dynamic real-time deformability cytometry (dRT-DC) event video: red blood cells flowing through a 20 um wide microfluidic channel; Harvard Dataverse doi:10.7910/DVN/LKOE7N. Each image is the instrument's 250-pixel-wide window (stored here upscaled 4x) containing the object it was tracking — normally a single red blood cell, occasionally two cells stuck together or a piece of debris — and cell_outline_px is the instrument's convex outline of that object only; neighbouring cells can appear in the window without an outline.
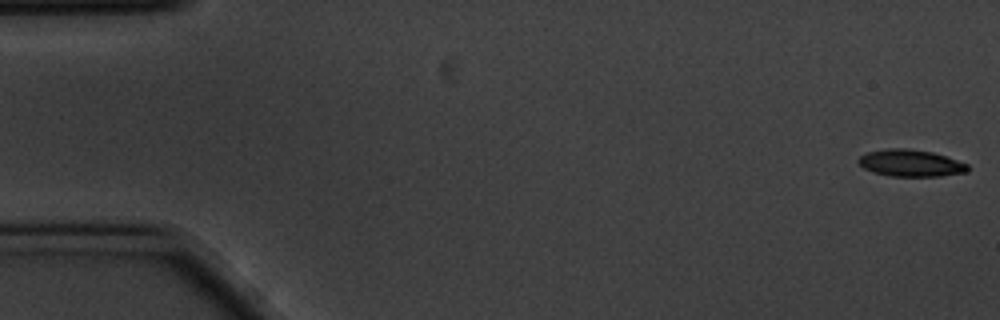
{"species": "common noctule bat (a hibernating species)", "species_latin": "Nyctalus noctula", "temperature_condition": "cold", "stored_images_in_passage": 11, "camera_frame_rate_fps": 3000, "um_per_image_px": 0.085, "animal": {"sex": "male", "body_mass_g": 20.1, "forearm_length_mm": 53.5}, "frame": {"image": 1, "passage_image": 1, "time_ms": 0.0, "image_size_px": [1000, 320], "cell_outline_px": [[968, 172], [940, 176], [892, 176], [872, 172], [864, 168], [856, 160], [860, 156], [868, 152], [888, 148], [904, 148], [932, 152], [968, 164]], "centroid_in_image_um": [77.39, 13.87], "position_along_channel_um": 7.6, "area_um2": 16.99}}